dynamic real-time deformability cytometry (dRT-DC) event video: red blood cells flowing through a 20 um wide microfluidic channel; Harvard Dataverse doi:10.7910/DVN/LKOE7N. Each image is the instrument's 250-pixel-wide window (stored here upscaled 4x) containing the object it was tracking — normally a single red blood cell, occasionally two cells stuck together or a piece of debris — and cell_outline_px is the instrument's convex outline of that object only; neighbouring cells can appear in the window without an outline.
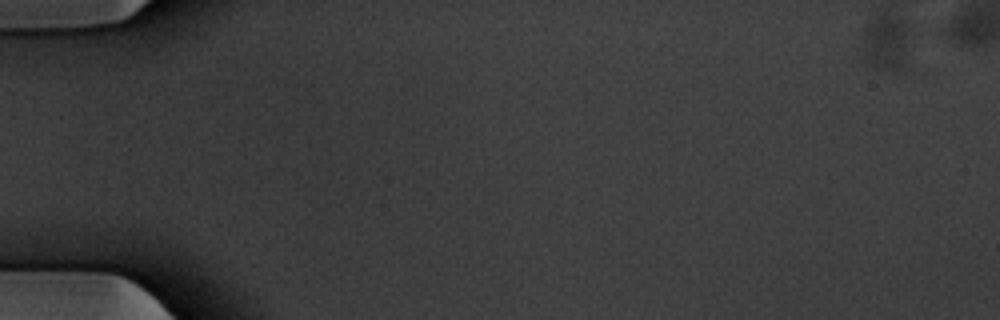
{"species": "common noctule bat (a hibernating species)", "species_latin": "Nyctalus noctula", "temperature_condition": "warm", "stored_images_in_passage": 16, "segment_of_instrument_passage": [1, 2], "camera_frame_rate_fps": 3000, "um_per_image_px": 0.085, "animal": {"sex": "male", "body_mass_g": 20.1, "forearm_length_mm": 53.5}, "frame": {"image": 1, "passage_image": 1, "time_ms": 0.0, "image_size_px": [1000, 320], "cell_outline_px": [[904, 72], [892, 72], [864, 68], [860, 44], [860, 36], [868, 20], [884, 12], [892, 12], [900, 16], [904, 20]], "centroid_in_image_um": [75.12, 3.67], "position_along_channel_um": 9.9, "area_um2": 16.53}}
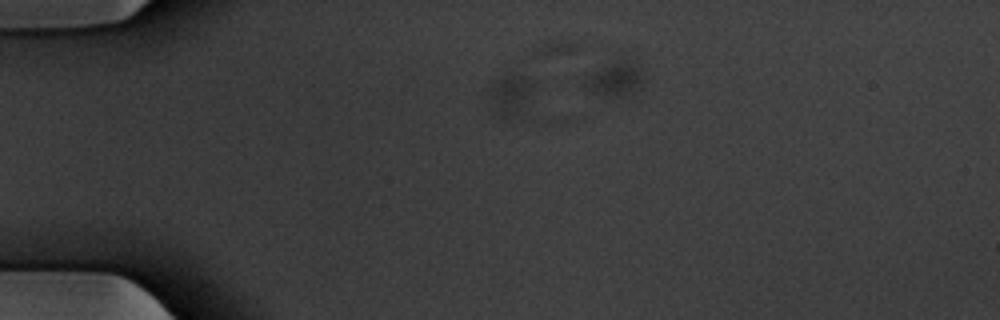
{"frame": {"image": 2, "passage_image": 14, "time_ms": 4.333, "image_size_px": [1000, 320], "cell_outline_px": [[584, 116], [576, 120], [564, 124], [540, 124], [492, 120], [488, 108], [488, 84], [504, 68], [508, 68], [528, 76]], "centroid_in_image_um": [44.72, 8.61], "position_along_channel_um": 40.3, "area_um2": 24.51}}